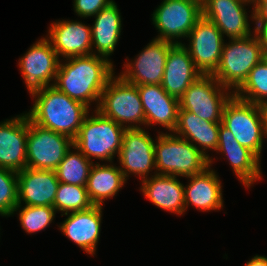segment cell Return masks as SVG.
Instances as JSON below:
<instances>
[{
  "label": "cell",
  "instance_id": "cell-9",
  "mask_svg": "<svg viewBox=\"0 0 267 266\" xmlns=\"http://www.w3.org/2000/svg\"><path fill=\"white\" fill-rule=\"evenodd\" d=\"M152 16L153 24L160 32L156 39L181 43L175 39L187 38L202 16V3L198 0H163Z\"/></svg>",
  "mask_w": 267,
  "mask_h": 266
},
{
  "label": "cell",
  "instance_id": "cell-5",
  "mask_svg": "<svg viewBox=\"0 0 267 266\" xmlns=\"http://www.w3.org/2000/svg\"><path fill=\"white\" fill-rule=\"evenodd\" d=\"M253 35L224 43L220 64L212 74L222 86L232 88L234 92L247 79L253 67L265 57L259 38Z\"/></svg>",
  "mask_w": 267,
  "mask_h": 266
},
{
  "label": "cell",
  "instance_id": "cell-36",
  "mask_svg": "<svg viewBox=\"0 0 267 266\" xmlns=\"http://www.w3.org/2000/svg\"><path fill=\"white\" fill-rule=\"evenodd\" d=\"M245 266H267V257L256 255Z\"/></svg>",
  "mask_w": 267,
  "mask_h": 266
},
{
  "label": "cell",
  "instance_id": "cell-39",
  "mask_svg": "<svg viewBox=\"0 0 267 266\" xmlns=\"http://www.w3.org/2000/svg\"><path fill=\"white\" fill-rule=\"evenodd\" d=\"M264 58L267 60V50L265 51V57Z\"/></svg>",
  "mask_w": 267,
  "mask_h": 266
},
{
  "label": "cell",
  "instance_id": "cell-35",
  "mask_svg": "<svg viewBox=\"0 0 267 266\" xmlns=\"http://www.w3.org/2000/svg\"><path fill=\"white\" fill-rule=\"evenodd\" d=\"M254 33L260 40L261 47L265 52L267 50V23L266 24H256Z\"/></svg>",
  "mask_w": 267,
  "mask_h": 266
},
{
  "label": "cell",
  "instance_id": "cell-3",
  "mask_svg": "<svg viewBox=\"0 0 267 266\" xmlns=\"http://www.w3.org/2000/svg\"><path fill=\"white\" fill-rule=\"evenodd\" d=\"M154 144L158 175L189 177L205 171L209 158L188 140L176 134L161 133Z\"/></svg>",
  "mask_w": 267,
  "mask_h": 266
},
{
  "label": "cell",
  "instance_id": "cell-14",
  "mask_svg": "<svg viewBox=\"0 0 267 266\" xmlns=\"http://www.w3.org/2000/svg\"><path fill=\"white\" fill-rule=\"evenodd\" d=\"M174 43L160 39L152 40L134 62L125 64V72L119 76L133 85L161 84L170 47Z\"/></svg>",
  "mask_w": 267,
  "mask_h": 266
},
{
  "label": "cell",
  "instance_id": "cell-6",
  "mask_svg": "<svg viewBox=\"0 0 267 266\" xmlns=\"http://www.w3.org/2000/svg\"><path fill=\"white\" fill-rule=\"evenodd\" d=\"M221 124L231 131L240 145L248 148L260 159L265 137L263 106L246 102L233 95L224 107Z\"/></svg>",
  "mask_w": 267,
  "mask_h": 266
},
{
  "label": "cell",
  "instance_id": "cell-10",
  "mask_svg": "<svg viewBox=\"0 0 267 266\" xmlns=\"http://www.w3.org/2000/svg\"><path fill=\"white\" fill-rule=\"evenodd\" d=\"M73 147V140L64 134L43 128L28 117L27 167L56 170L66 152Z\"/></svg>",
  "mask_w": 267,
  "mask_h": 266
},
{
  "label": "cell",
  "instance_id": "cell-23",
  "mask_svg": "<svg viewBox=\"0 0 267 266\" xmlns=\"http://www.w3.org/2000/svg\"><path fill=\"white\" fill-rule=\"evenodd\" d=\"M140 188L155 206L175 214L185 211L184 185L171 175L154 174L142 180Z\"/></svg>",
  "mask_w": 267,
  "mask_h": 266
},
{
  "label": "cell",
  "instance_id": "cell-32",
  "mask_svg": "<svg viewBox=\"0 0 267 266\" xmlns=\"http://www.w3.org/2000/svg\"><path fill=\"white\" fill-rule=\"evenodd\" d=\"M18 205L17 172L0 167V215L10 216Z\"/></svg>",
  "mask_w": 267,
  "mask_h": 266
},
{
  "label": "cell",
  "instance_id": "cell-11",
  "mask_svg": "<svg viewBox=\"0 0 267 266\" xmlns=\"http://www.w3.org/2000/svg\"><path fill=\"white\" fill-rule=\"evenodd\" d=\"M19 67L29 93L33 96L55 82L60 60L51 42L41 38L19 59Z\"/></svg>",
  "mask_w": 267,
  "mask_h": 266
},
{
  "label": "cell",
  "instance_id": "cell-22",
  "mask_svg": "<svg viewBox=\"0 0 267 266\" xmlns=\"http://www.w3.org/2000/svg\"><path fill=\"white\" fill-rule=\"evenodd\" d=\"M218 152L228 158L234 173L247 188L261 179L260 159L248 148L240 145L234 135L220 124Z\"/></svg>",
  "mask_w": 267,
  "mask_h": 266
},
{
  "label": "cell",
  "instance_id": "cell-24",
  "mask_svg": "<svg viewBox=\"0 0 267 266\" xmlns=\"http://www.w3.org/2000/svg\"><path fill=\"white\" fill-rule=\"evenodd\" d=\"M186 178L190 179V183L184 186L185 211L189 203L203 212L223 207L222 185L210 166L202 173Z\"/></svg>",
  "mask_w": 267,
  "mask_h": 266
},
{
  "label": "cell",
  "instance_id": "cell-18",
  "mask_svg": "<svg viewBox=\"0 0 267 266\" xmlns=\"http://www.w3.org/2000/svg\"><path fill=\"white\" fill-rule=\"evenodd\" d=\"M201 75L186 46L182 43H174L167 55L162 88L170 96L179 100L187 88Z\"/></svg>",
  "mask_w": 267,
  "mask_h": 266
},
{
  "label": "cell",
  "instance_id": "cell-25",
  "mask_svg": "<svg viewBox=\"0 0 267 266\" xmlns=\"http://www.w3.org/2000/svg\"><path fill=\"white\" fill-rule=\"evenodd\" d=\"M220 124L201 119L187 110L179 109L178 121L173 133L188 140L199 150L202 148V153L209 158V165H211L213 159L206 154L205 150H217Z\"/></svg>",
  "mask_w": 267,
  "mask_h": 266
},
{
  "label": "cell",
  "instance_id": "cell-7",
  "mask_svg": "<svg viewBox=\"0 0 267 266\" xmlns=\"http://www.w3.org/2000/svg\"><path fill=\"white\" fill-rule=\"evenodd\" d=\"M96 109L125 128H141V124L145 125V114L137 85L124 81L120 76H113L108 81ZM124 123L129 125L125 126Z\"/></svg>",
  "mask_w": 267,
  "mask_h": 266
},
{
  "label": "cell",
  "instance_id": "cell-20",
  "mask_svg": "<svg viewBox=\"0 0 267 266\" xmlns=\"http://www.w3.org/2000/svg\"><path fill=\"white\" fill-rule=\"evenodd\" d=\"M50 26L47 39L58 56L69 58L92 54L91 27L73 20H60Z\"/></svg>",
  "mask_w": 267,
  "mask_h": 266
},
{
  "label": "cell",
  "instance_id": "cell-12",
  "mask_svg": "<svg viewBox=\"0 0 267 266\" xmlns=\"http://www.w3.org/2000/svg\"><path fill=\"white\" fill-rule=\"evenodd\" d=\"M189 55L202 74H213L221 60L224 37L218 27L203 15L188 34Z\"/></svg>",
  "mask_w": 267,
  "mask_h": 266
},
{
  "label": "cell",
  "instance_id": "cell-17",
  "mask_svg": "<svg viewBox=\"0 0 267 266\" xmlns=\"http://www.w3.org/2000/svg\"><path fill=\"white\" fill-rule=\"evenodd\" d=\"M18 204L54 206L59 180L54 170L24 168L17 172Z\"/></svg>",
  "mask_w": 267,
  "mask_h": 266
},
{
  "label": "cell",
  "instance_id": "cell-15",
  "mask_svg": "<svg viewBox=\"0 0 267 266\" xmlns=\"http://www.w3.org/2000/svg\"><path fill=\"white\" fill-rule=\"evenodd\" d=\"M244 0H204L202 15L211 20L229 39L252 36ZM244 4V5H243Z\"/></svg>",
  "mask_w": 267,
  "mask_h": 266
},
{
  "label": "cell",
  "instance_id": "cell-37",
  "mask_svg": "<svg viewBox=\"0 0 267 266\" xmlns=\"http://www.w3.org/2000/svg\"><path fill=\"white\" fill-rule=\"evenodd\" d=\"M264 118H265V137H267V105L263 106Z\"/></svg>",
  "mask_w": 267,
  "mask_h": 266
},
{
  "label": "cell",
  "instance_id": "cell-26",
  "mask_svg": "<svg viewBox=\"0 0 267 266\" xmlns=\"http://www.w3.org/2000/svg\"><path fill=\"white\" fill-rule=\"evenodd\" d=\"M119 9L113 1L101 9L95 16L92 32V54L93 45L100 57L110 60L108 56L113 53L121 33L122 21Z\"/></svg>",
  "mask_w": 267,
  "mask_h": 266
},
{
  "label": "cell",
  "instance_id": "cell-4",
  "mask_svg": "<svg viewBox=\"0 0 267 266\" xmlns=\"http://www.w3.org/2000/svg\"><path fill=\"white\" fill-rule=\"evenodd\" d=\"M95 114L86 115L73 145L89 160L94 157L111 163L113 156L119 155L126 128L97 109Z\"/></svg>",
  "mask_w": 267,
  "mask_h": 266
},
{
  "label": "cell",
  "instance_id": "cell-19",
  "mask_svg": "<svg viewBox=\"0 0 267 266\" xmlns=\"http://www.w3.org/2000/svg\"><path fill=\"white\" fill-rule=\"evenodd\" d=\"M137 88L145 114V125L159 124L173 132L178 121L179 100L170 96L161 84L137 85Z\"/></svg>",
  "mask_w": 267,
  "mask_h": 266
},
{
  "label": "cell",
  "instance_id": "cell-38",
  "mask_svg": "<svg viewBox=\"0 0 267 266\" xmlns=\"http://www.w3.org/2000/svg\"><path fill=\"white\" fill-rule=\"evenodd\" d=\"M244 1H247V2L252 3V4L255 2V0H244Z\"/></svg>",
  "mask_w": 267,
  "mask_h": 266
},
{
  "label": "cell",
  "instance_id": "cell-8",
  "mask_svg": "<svg viewBox=\"0 0 267 266\" xmlns=\"http://www.w3.org/2000/svg\"><path fill=\"white\" fill-rule=\"evenodd\" d=\"M222 86L212 74H202L179 99V109L187 110L201 119L221 123L226 103L234 95ZM231 94V95H230Z\"/></svg>",
  "mask_w": 267,
  "mask_h": 266
},
{
  "label": "cell",
  "instance_id": "cell-30",
  "mask_svg": "<svg viewBox=\"0 0 267 266\" xmlns=\"http://www.w3.org/2000/svg\"><path fill=\"white\" fill-rule=\"evenodd\" d=\"M86 186L70 185L59 182L58 190L54 199V208L64 214L77 212L92 207Z\"/></svg>",
  "mask_w": 267,
  "mask_h": 266
},
{
  "label": "cell",
  "instance_id": "cell-29",
  "mask_svg": "<svg viewBox=\"0 0 267 266\" xmlns=\"http://www.w3.org/2000/svg\"><path fill=\"white\" fill-rule=\"evenodd\" d=\"M234 95L246 102L267 105V60L265 58L253 67Z\"/></svg>",
  "mask_w": 267,
  "mask_h": 266
},
{
  "label": "cell",
  "instance_id": "cell-1",
  "mask_svg": "<svg viewBox=\"0 0 267 266\" xmlns=\"http://www.w3.org/2000/svg\"><path fill=\"white\" fill-rule=\"evenodd\" d=\"M66 60L64 64L60 62L53 86L88 108L92 101H98V108L102 91L114 76L112 62L95 52Z\"/></svg>",
  "mask_w": 267,
  "mask_h": 266
},
{
  "label": "cell",
  "instance_id": "cell-28",
  "mask_svg": "<svg viewBox=\"0 0 267 266\" xmlns=\"http://www.w3.org/2000/svg\"><path fill=\"white\" fill-rule=\"evenodd\" d=\"M73 149L77 152L69 149L55 170L57 179L65 184L86 186L93 165L92 159L86 158L74 145Z\"/></svg>",
  "mask_w": 267,
  "mask_h": 266
},
{
  "label": "cell",
  "instance_id": "cell-16",
  "mask_svg": "<svg viewBox=\"0 0 267 266\" xmlns=\"http://www.w3.org/2000/svg\"><path fill=\"white\" fill-rule=\"evenodd\" d=\"M27 135V114L0 123L1 168L20 172L27 167Z\"/></svg>",
  "mask_w": 267,
  "mask_h": 266
},
{
  "label": "cell",
  "instance_id": "cell-2",
  "mask_svg": "<svg viewBox=\"0 0 267 266\" xmlns=\"http://www.w3.org/2000/svg\"><path fill=\"white\" fill-rule=\"evenodd\" d=\"M32 97L35 103L27 116L46 129L64 134L74 140L82 122L89 113V108L81 102L73 100L55 86H47Z\"/></svg>",
  "mask_w": 267,
  "mask_h": 266
},
{
  "label": "cell",
  "instance_id": "cell-27",
  "mask_svg": "<svg viewBox=\"0 0 267 266\" xmlns=\"http://www.w3.org/2000/svg\"><path fill=\"white\" fill-rule=\"evenodd\" d=\"M126 179L119 167L93 164L86 183L88 197L93 205L103 206V201L116 196Z\"/></svg>",
  "mask_w": 267,
  "mask_h": 266
},
{
  "label": "cell",
  "instance_id": "cell-21",
  "mask_svg": "<svg viewBox=\"0 0 267 266\" xmlns=\"http://www.w3.org/2000/svg\"><path fill=\"white\" fill-rule=\"evenodd\" d=\"M102 209V206L93 205L86 210L67 213L65 215L69 216L59 226L65 236L90 255L95 254L99 241Z\"/></svg>",
  "mask_w": 267,
  "mask_h": 266
},
{
  "label": "cell",
  "instance_id": "cell-31",
  "mask_svg": "<svg viewBox=\"0 0 267 266\" xmlns=\"http://www.w3.org/2000/svg\"><path fill=\"white\" fill-rule=\"evenodd\" d=\"M18 204L14 212L19 211V220L22 228L27 233H35L44 230L50 225L55 217L56 210L53 206H23Z\"/></svg>",
  "mask_w": 267,
  "mask_h": 266
},
{
  "label": "cell",
  "instance_id": "cell-13",
  "mask_svg": "<svg viewBox=\"0 0 267 266\" xmlns=\"http://www.w3.org/2000/svg\"><path fill=\"white\" fill-rule=\"evenodd\" d=\"M154 144L144 129H125L118 159L126 180L130 173L146 179L153 167L156 169Z\"/></svg>",
  "mask_w": 267,
  "mask_h": 266
},
{
  "label": "cell",
  "instance_id": "cell-34",
  "mask_svg": "<svg viewBox=\"0 0 267 266\" xmlns=\"http://www.w3.org/2000/svg\"><path fill=\"white\" fill-rule=\"evenodd\" d=\"M253 12L251 18L256 22L255 24L267 23V1H255L253 3Z\"/></svg>",
  "mask_w": 267,
  "mask_h": 266
},
{
  "label": "cell",
  "instance_id": "cell-33",
  "mask_svg": "<svg viewBox=\"0 0 267 266\" xmlns=\"http://www.w3.org/2000/svg\"><path fill=\"white\" fill-rule=\"evenodd\" d=\"M113 0H74V10L80 17H91L101 9L112 3Z\"/></svg>",
  "mask_w": 267,
  "mask_h": 266
}]
</instances>
